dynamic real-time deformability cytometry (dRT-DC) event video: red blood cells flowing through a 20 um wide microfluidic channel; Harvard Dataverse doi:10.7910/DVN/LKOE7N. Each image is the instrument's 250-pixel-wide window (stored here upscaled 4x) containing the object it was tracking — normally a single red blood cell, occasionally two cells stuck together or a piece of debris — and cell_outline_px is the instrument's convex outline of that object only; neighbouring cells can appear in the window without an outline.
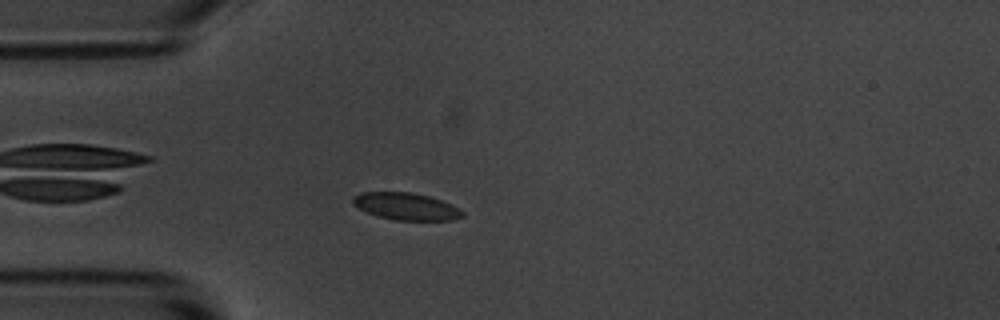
{"species": "common noctule bat (a hibernating species)", "species_latin": "Nyctalus noctula", "temperature_condition": "room temperature", "stored_images_in_passage": 46, "camera_frame_rate_fps": 3000, "um_per_image_px": 0.085, "animal": {"sex": "male", "body_mass_g": 20.1, "forearm_length_mm": 53.5}, "frame": {"image": 1, "passage_image": 5, "time_ms": 1.333, "image_size_px": [1000, 320], "cell_outline_px": [[464, 216], [452, 220], [392, 220], [376, 216], [352, 204], [352, 196], [360, 192], [412, 192], [428, 196], [452, 204], [464, 212]], "centroid_in_image_um": [34.5, 17.54], "position_along_channel_um": 50.5, "area_um2": 17.4}}
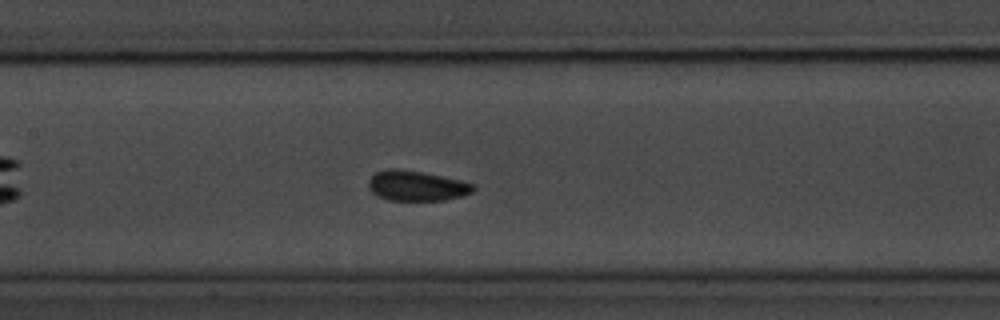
{"frame": {"image": 2, "passage_image": 16, "time_ms": 5.0, "image_size_px": [1000, 320], "cell_outline_px": [[476, 188], [472, 192], [464, 196], [444, 200], [388, 200], [376, 196], [368, 188], [368, 180], [376, 172], [392, 168], [420, 172], [460, 180], [472, 184]], "centroid_in_image_um": [35.39, 15.81], "position_along_channel_um": 172.0, "area_um2": 18.26}}
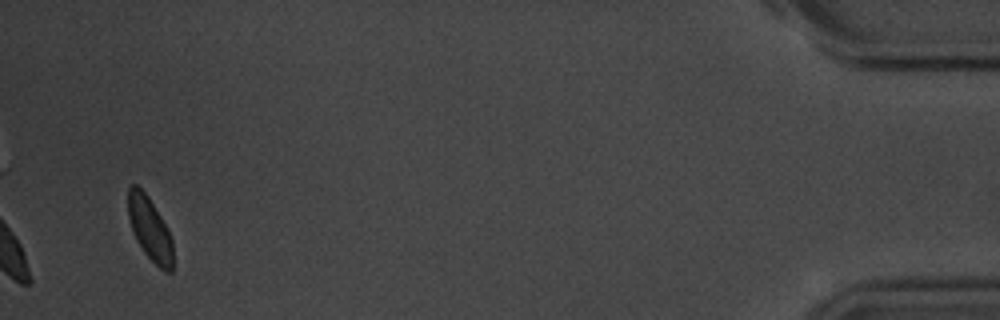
{"frame": {"image": 3, "passage_image": 44, "time_ms": 14.333, "image_size_px": [1000, 320], "cell_outline_px": [[172, 272], [168, 272], [160, 268], [144, 252], [136, 240], [132, 232], [128, 216], [128, 188], [132, 184], [136, 184], [148, 196], [160, 216], [172, 240]], "centroid_in_image_um": [12.7, 19.43], "position_along_channel_um": 422.5, "area_um2": 16.24}, "authors_computed_cell_mechanics": {"area_um2": 17.6579, "velocity_mm_per_s": 3.5624, "shape_relaxation_time_tau1_ms": 1.4315, "shape_relaxation_time_tau2_ms": null, "deformation_change_tau1": 0.0726, "deformation_change_tau2": null}}